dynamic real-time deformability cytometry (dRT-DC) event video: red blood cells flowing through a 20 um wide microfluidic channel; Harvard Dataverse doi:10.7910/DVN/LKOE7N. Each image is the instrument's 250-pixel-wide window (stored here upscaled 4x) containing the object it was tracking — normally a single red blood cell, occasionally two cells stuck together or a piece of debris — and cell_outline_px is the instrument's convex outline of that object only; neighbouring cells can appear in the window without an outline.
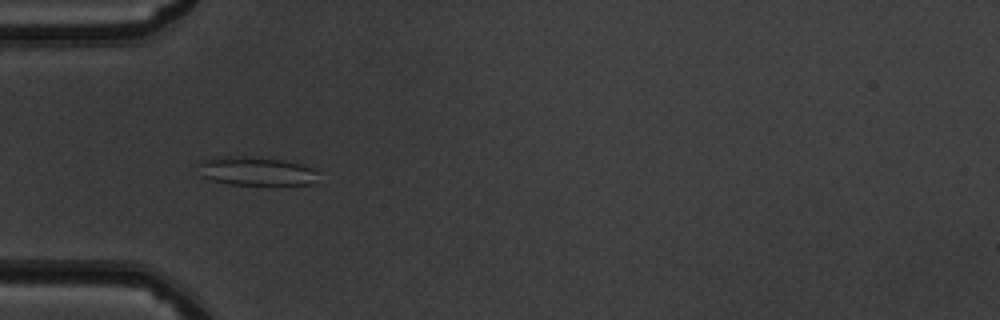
{"species": "common noctule bat (a hibernating species)", "species_latin": "Nyctalus noctula", "temperature_condition": "warm", "stored_images_in_passage": 50, "camera_frame_rate_fps": 3000, "um_per_image_px": 0.085, "animal": {"sex": "male", "body_mass_g": 19.5, "forearm_length_mm": 54.6}, "frame": {"image": 1, "passage_image": 16, "time_ms": 5.0, "image_size_px": [1000, 320], "cell_outline_px": [[320, 172], [308, 184], [232, 184], [212, 180], [200, 176], [196, 164], [204, 160], [216, 156], [260, 156], [284, 160], [304, 164]], "centroid_in_image_um": [21.71, 14.51], "position_along_channel_um": 63.3, "area_um2": 20.23}}
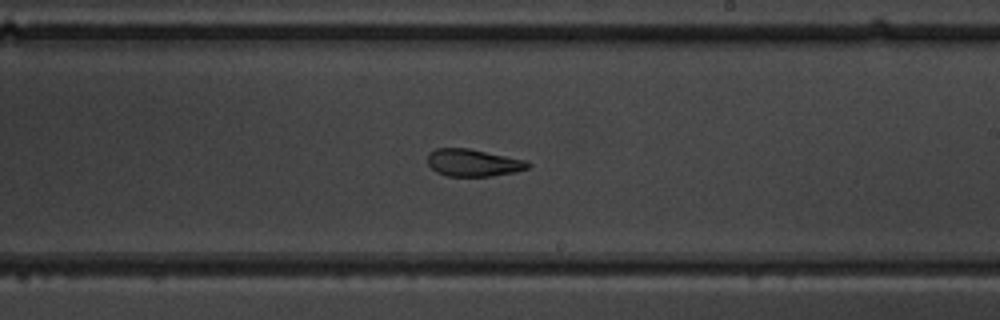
{"frame": {"image": 2, "passage_image": 30, "time_ms": 9.667, "image_size_px": [1000, 320], "cell_outline_px": [[532, 164], [528, 168], [516, 172], [492, 176], [448, 176], [436, 172], [428, 164], [428, 152], [436, 148], [468, 148], [528, 160]], "centroid_in_image_um": [40.25, 13.83], "position_along_channel_um": 248.8, "area_um2": 16.13}}
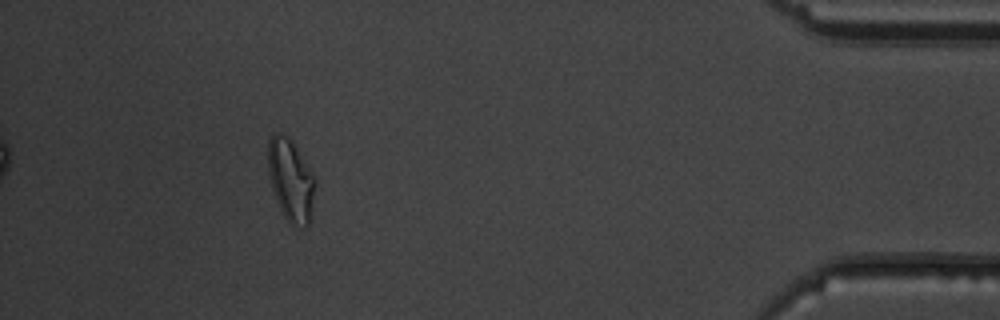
{"frame": {"image": 3, "passage_image": 46, "time_ms": 15.0, "image_size_px": [1000, 320], "cell_outline_px": [[316, 180], [312, 216], [308, 228], [304, 228], [292, 224], [284, 216], [276, 200], [268, 176], [268, 140], [272, 132], [280, 132], [288, 136], [292, 140]], "centroid_in_image_um": [24.72, 15.31], "position_along_channel_um": 410.5, "area_um2": 22.89}, "authors_computed_cell_mechanics": {"area_um2": 18.9873, "velocity_mm_per_s": 4.0291, "shape_relaxation_time_tau1_ms": null, "shape_relaxation_time_tau2_ms": 2.4321, "deformation_change_tau1": null, "deformation_change_tau2": 0.1128}}